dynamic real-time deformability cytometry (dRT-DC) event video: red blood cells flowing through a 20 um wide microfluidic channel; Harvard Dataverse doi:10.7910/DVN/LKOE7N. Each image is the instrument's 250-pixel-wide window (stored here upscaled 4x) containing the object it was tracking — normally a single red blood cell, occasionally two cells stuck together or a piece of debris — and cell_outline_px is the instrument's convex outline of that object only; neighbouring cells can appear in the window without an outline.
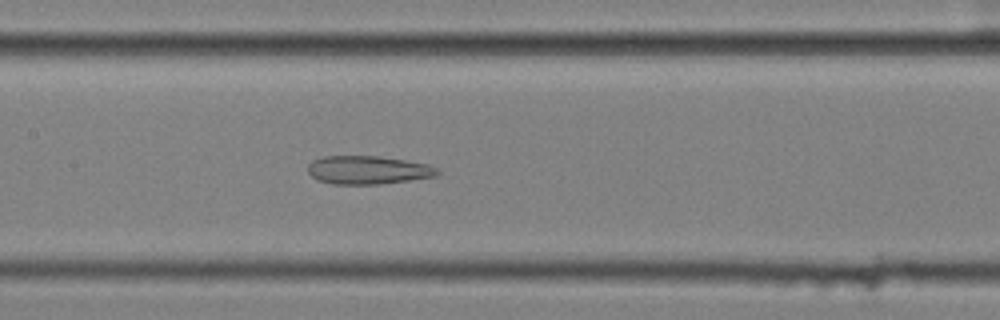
{"species": "common noctule bat (a hibernating species)", "species_latin": "Nyctalus noctula", "temperature_condition": "cold", "stored_images_in_passage": 57, "camera_frame_rate_fps": 3000, "um_per_image_px": 0.085, "animal": {"sex": "female", "body_mass_g": 25.1}, "frame": {"image": 1, "passage_image": 28, "time_ms": 9.0, "image_size_px": [1000, 320], "cell_outline_px": [[440, 172], [436, 176], [380, 184], [332, 184], [316, 180], [308, 172], [308, 164], [312, 160], [324, 156], [380, 156], [428, 164], [436, 168]], "centroid_in_image_um": [31.24, 14.45], "position_along_channel_um": 176.2, "area_um2": 21.39}}
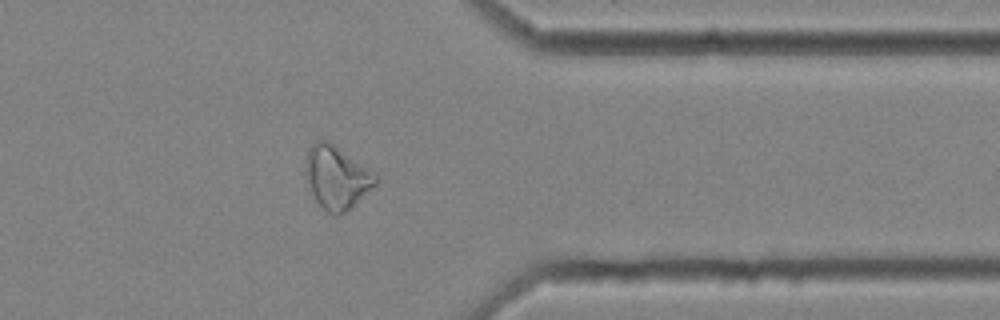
{"frame": {"image": 2, "passage_image": 46, "time_ms": 15.0, "image_size_px": [1000, 320], "cell_outline_px": [[380, 180], [376, 184], [340, 216], [332, 216], [316, 200], [308, 188], [304, 176], [304, 168], [308, 148], [316, 140], [328, 140], [376, 172], [380, 176]], "centroid_in_image_um": [28.61, 15.05], "position_along_channel_um": 382.8, "area_um2": 26.13}}
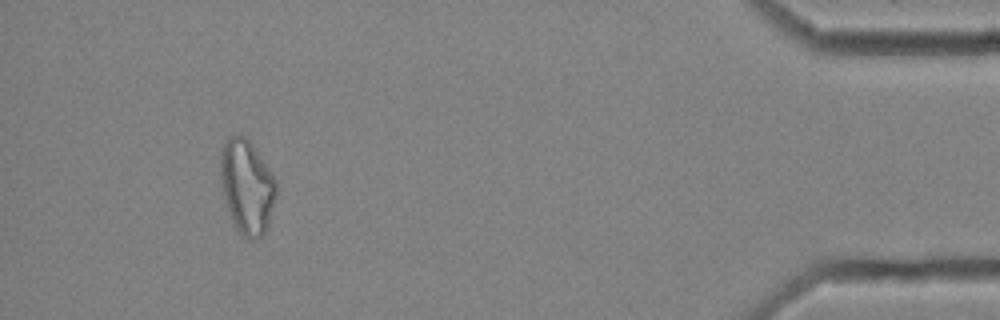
{"frame": {"image": 3, "passage_image": 53, "time_ms": 17.333, "image_size_px": [1000, 320], "cell_outline_px": [[276, 196], [268, 228], [260, 236], [252, 240], [248, 240], [232, 224], [224, 204], [220, 180], [220, 152], [228, 136], [236, 132], [244, 136], [252, 144], [276, 180]], "centroid_in_image_um": [20.95, 15.87], "position_along_channel_um": 414.3, "area_um2": 31.1}, "authors_computed_cell_mechanics": {"area_um2": 27.8018, "velocity_mm_per_s": 3.5736, "shape_relaxation_time_tau1_ms": null, "shape_relaxation_time_tau2_ms": 3.1198, "deformation_change_tau1": null, "deformation_change_tau2": 0.1347}}